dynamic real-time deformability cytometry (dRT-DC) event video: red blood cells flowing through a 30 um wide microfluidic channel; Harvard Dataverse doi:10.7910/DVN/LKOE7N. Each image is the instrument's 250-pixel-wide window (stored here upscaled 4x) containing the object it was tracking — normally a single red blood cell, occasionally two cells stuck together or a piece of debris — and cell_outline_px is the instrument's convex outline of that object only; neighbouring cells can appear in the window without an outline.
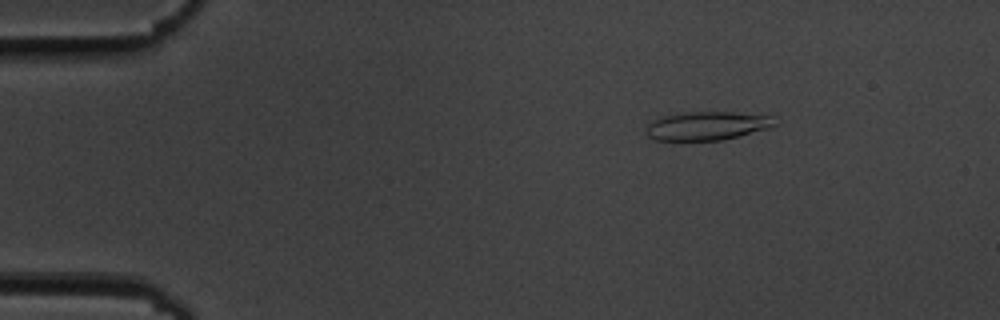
{"species": "common noctule bat (a hibernating species)", "species_latin": "Nyctalus noctula", "temperature_condition": "cold", "stored_images_in_passage": 55, "camera_frame_rate_fps": 3000, "um_per_image_px": 0.085, "animal": {"sex": "male", "body_mass_g": 19.5, "forearm_length_mm": 54.6}, "frame": {"image": 1, "passage_image": 8, "time_ms": 2.333, "image_size_px": [1000, 320], "cell_outline_px": [[776, 124], [768, 128], [724, 140], [656, 140], [648, 136], [644, 132], [648, 124], [652, 120], [664, 116], [684, 112], [732, 112], [772, 116]], "centroid_in_image_um": [60.06, 10.69], "position_along_channel_um": 24.9, "area_um2": 21.33}}
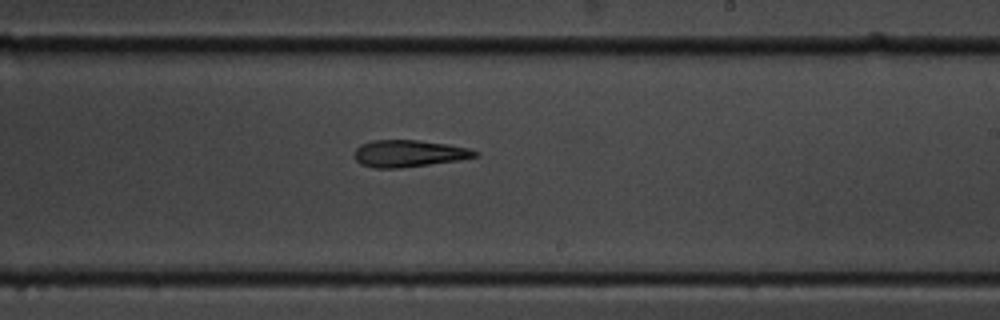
{"frame": {"image": 2, "passage_image": 33, "time_ms": 10.667, "image_size_px": [1000, 320], "cell_outline_px": [[480, 156], [460, 160], [400, 168], [372, 168], [360, 164], [356, 160], [356, 148], [360, 144], [372, 140], [416, 140], [448, 144], [468, 148], [480, 152]], "centroid_in_image_um": [34.78, 13.05], "position_along_channel_um": 254.2, "area_um2": 19.02}}
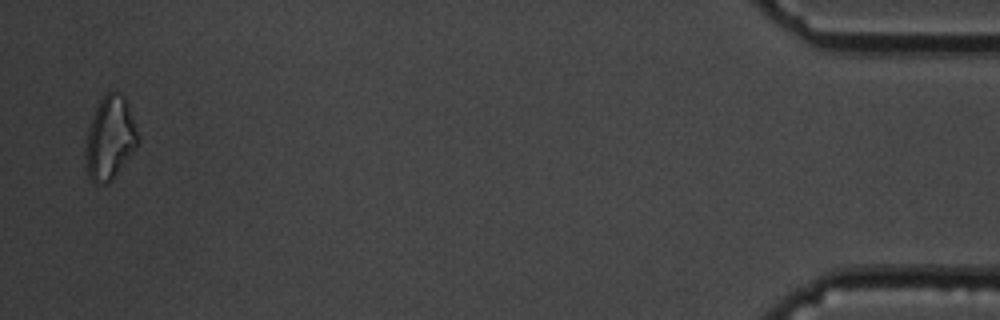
{"frame": {"image": 3, "passage_image": 54, "time_ms": 17.667, "image_size_px": [1000, 320], "cell_outline_px": [[136, 148], [116, 172], [104, 184], [96, 184], [88, 176], [84, 156], [84, 148], [88, 128], [92, 116], [100, 100], [108, 92], [120, 92], [124, 96], [128, 104], [136, 132]], "centroid_in_image_um": [9.28, 11.72], "position_along_channel_um": 425.9, "area_um2": 24.68}, "authors_computed_cell_mechanics": {"area_um2": 20.5768, "velocity_mm_per_s": 3.623, "shape_relaxation_time_tau1_ms": 8.1973, "shape_relaxation_time_tau2_ms": 7.3637, "deformation_change_tau1": 0.1685, "deformation_change_tau2": 0.2104}}